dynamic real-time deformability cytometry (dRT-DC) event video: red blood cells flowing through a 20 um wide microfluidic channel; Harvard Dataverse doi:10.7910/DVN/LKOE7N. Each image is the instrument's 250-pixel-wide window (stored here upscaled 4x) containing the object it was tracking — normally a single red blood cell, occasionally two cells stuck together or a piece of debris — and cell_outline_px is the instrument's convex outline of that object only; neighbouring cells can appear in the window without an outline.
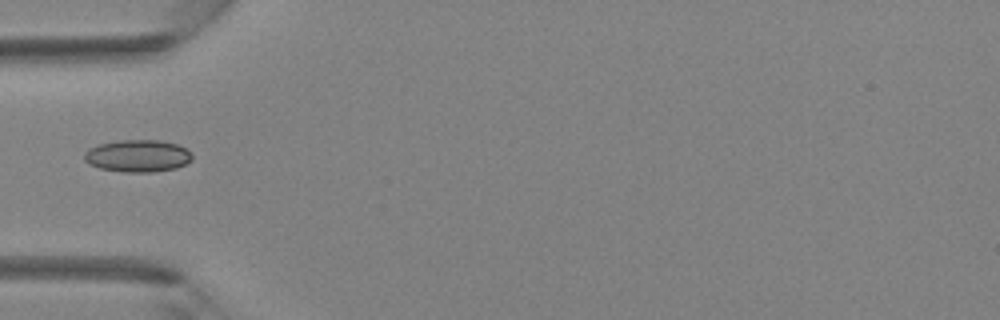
{"species": "Egyptian fruit bat (a non-hibernating species)", "species_latin": "Rousettus aegyptiacus", "temperature_condition": "room temperature", "stored_images_in_passage": 29, "camera_frame_rate_fps": 3000, "um_per_image_px": 0.085, "animal": {"sex": "female"}, "frame": {"image": 1, "passage_image": 1, "time_ms": 0.0, "image_size_px": [1000, 320], "cell_outline_px": [[192, 160], [176, 168], [152, 172], [124, 172], [100, 168], [88, 164], [84, 160], [84, 152], [88, 148], [100, 144], [120, 140], [160, 140], [176, 144], [188, 148], [192, 152]], "centroid_in_image_um": [11.71, 13.25], "position_along_channel_um": 73.3, "area_um2": 20.4}}
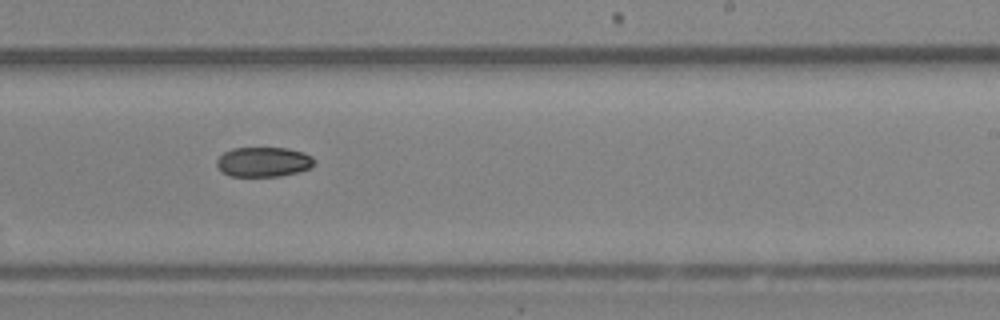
{"frame": {"image": 2, "passage_image": 13, "time_ms": 4.0, "image_size_px": [1000, 320], "cell_outline_px": [[312, 164], [308, 168], [296, 172], [280, 176], [232, 176], [220, 172], [216, 164], [216, 160], [224, 152], [232, 148], [288, 148], [304, 152], [312, 156]], "centroid_in_image_um": [22.34, 13.76], "position_along_channel_um": 266.7, "area_um2": 16.82}}
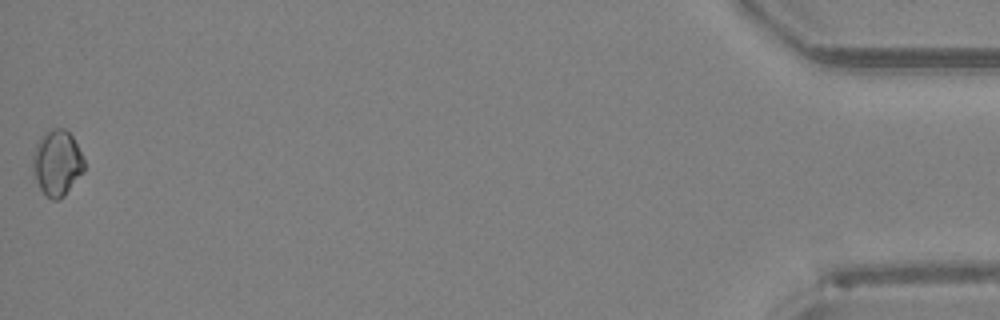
{"frame": {"image": 3, "passage_image": 29, "time_ms": 9.333, "image_size_px": [1000, 320], "cell_outline_px": [[84, 172], [64, 196], [56, 200], [52, 200], [40, 188], [36, 180], [32, 168], [32, 156], [36, 140], [44, 132], [52, 128], [64, 128], [72, 136], [84, 160]], "centroid_in_image_um": [4.83, 13.82], "position_along_channel_um": 430.4, "area_um2": 19.77}}